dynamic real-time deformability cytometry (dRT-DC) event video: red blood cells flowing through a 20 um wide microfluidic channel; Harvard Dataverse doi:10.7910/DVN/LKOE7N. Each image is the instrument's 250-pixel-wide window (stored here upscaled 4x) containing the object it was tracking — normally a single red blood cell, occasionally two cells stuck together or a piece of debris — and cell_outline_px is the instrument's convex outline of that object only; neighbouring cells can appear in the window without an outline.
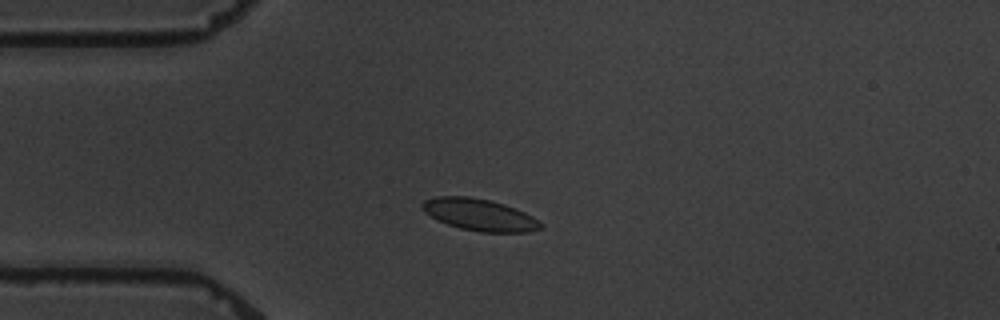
{"species": "common noctule bat (a hibernating species)", "species_latin": "Nyctalus noctula", "temperature_condition": "warm", "stored_images_in_passage": 6, "camera_frame_rate_fps": 3000, "um_per_image_px": 0.085, "animal": {"sex": "male", "body_mass_g": 19.5, "forearm_length_mm": 54.6}, "frame": {"image": 1, "passage_image": 3, "time_ms": 2.333, "image_size_px": [1000, 320], "cell_outline_px": [[544, 228], [528, 232], [480, 232], [460, 228], [448, 224], [424, 212], [420, 208], [420, 204], [424, 200], [436, 196], [468, 196], [488, 200], [504, 204], [516, 208], [532, 216], [544, 224]], "centroid_in_image_um": [40.77, 18.25], "position_along_channel_um": 44.2, "area_um2": 22.02}}
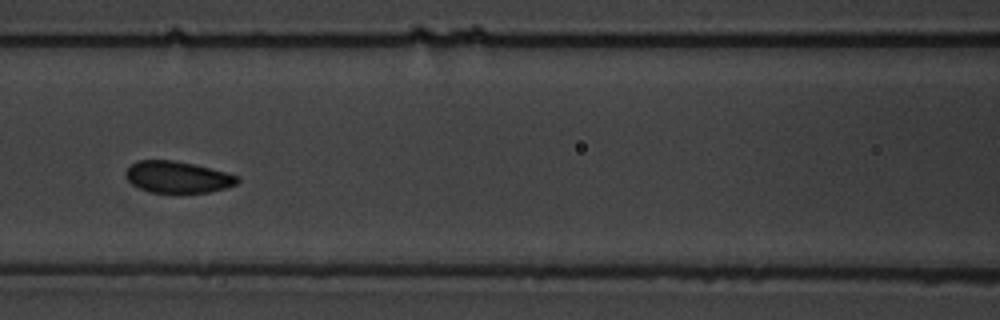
{"frame": {"image": 2, "passage_image": 6, "time_ms": 6.0, "image_size_px": [1000, 320], "cell_outline_px": [[240, 180], [236, 184], [224, 188], [208, 192], [148, 192], [132, 184], [124, 176], [124, 172], [136, 160], [172, 160], [192, 164], [240, 176]], "centroid_in_image_um": [15.06, 15.05], "position_along_channel_um": 151.5, "area_um2": 20.35}}